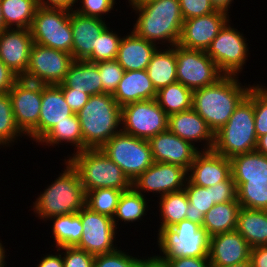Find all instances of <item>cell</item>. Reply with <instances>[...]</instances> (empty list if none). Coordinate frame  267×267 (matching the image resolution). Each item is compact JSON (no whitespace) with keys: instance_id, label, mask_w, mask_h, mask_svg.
Here are the masks:
<instances>
[{"instance_id":"1","label":"cell","mask_w":267,"mask_h":267,"mask_svg":"<svg viewBox=\"0 0 267 267\" xmlns=\"http://www.w3.org/2000/svg\"><path fill=\"white\" fill-rule=\"evenodd\" d=\"M128 4L137 15L131 30L139 37L158 47L164 45L163 48L178 44L184 22L179 0H149Z\"/></svg>"},{"instance_id":"2","label":"cell","mask_w":267,"mask_h":267,"mask_svg":"<svg viewBox=\"0 0 267 267\" xmlns=\"http://www.w3.org/2000/svg\"><path fill=\"white\" fill-rule=\"evenodd\" d=\"M238 78L224 75L214 84L193 91L192 109L206 121L214 134L227 123L249 93L252 85L242 83Z\"/></svg>"},{"instance_id":"3","label":"cell","mask_w":267,"mask_h":267,"mask_svg":"<svg viewBox=\"0 0 267 267\" xmlns=\"http://www.w3.org/2000/svg\"><path fill=\"white\" fill-rule=\"evenodd\" d=\"M63 161L64 171L61 170L58 177L40 191L29 209L45 223L52 217L78 213L86 206V191L77 170L67 159Z\"/></svg>"},{"instance_id":"4","label":"cell","mask_w":267,"mask_h":267,"mask_svg":"<svg viewBox=\"0 0 267 267\" xmlns=\"http://www.w3.org/2000/svg\"><path fill=\"white\" fill-rule=\"evenodd\" d=\"M77 116L83 136V150L100 149L122 131L121 106L112 94L90 96Z\"/></svg>"},{"instance_id":"5","label":"cell","mask_w":267,"mask_h":267,"mask_svg":"<svg viewBox=\"0 0 267 267\" xmlns=\"http://www.w3.org/2000/svg\"><path fill=\"white\" fill-rule=\"evenodd\" d=\"M256 145L252 84L248 95L236 107L227 123L214 134L212 150L230 159L254 151Z\"/></svg>"},{"instance_id":"6","label":"cell","mask_w":267,"mask_h":267,"mask_svg":"<svg viewBox=\"0 0 267 267\" xmlns=\"http://www.w3.org/2000/svg\"><path fill=\"white\" fill-rule=\"evenodd\" d=\"M67 156L64 160L67 158L77 170L86 192L97 188L127 191L132 187L122 169L100 149H85Z\"/></svg>"},{"instance_id":"7","label":"cell","mask_w":267,"mask_h":267,"mask_svg":"<svg viewBox=\"0 0 267 267\" xmlns=\"http://www.w3.org/2000/svg\"><path fill=\"white\" fill-rule=\"evenodd\" d=\"M158 257H209V236L200 224L182 220L157 234Z\"/></svg>"},{"instance_id":"8","label":"cell","mask_w":267,"mask_h":267,"mask_svg":"<svg viewBox=\"0 0 267 267\" xmlns=\"http://www.w3.org/2000/svg\"><path fill=\"white\" fill-rule=\"evenodd\" d=\"M100 150L122 169L131 183L154 163L149 141L122 131L109 139Z\"/></svg>"},{"instance_id":"9","label":"cell","mask_w":267,"mask_h":267,"mask_svg":"<svg viewBox=\"0 0 267 267\" xmlns=\"http://www.w3.org/2000/svg\"><path fill=\"white\" fill-rule=\"evenodd\" d=\"M229 20L213 39L206 54L217 64L224 75L239 76L250 57L249 41L242 31L232 26ZM242 32V33H241ZM248 39V40H247Z\"/></svg>"},{"instance_id":"10","label":"cell","mask_w":267,"mask_h":267,"mask_svg":"<svg viewBox=\"0 0 267 267\" xmlns=\"http://www.w3.org/2000/svg\"><path fill=\"white\" fill-rule=\"evenodd\" d=\"M30 31L34 43L72 55L70 10L38 7Z\"/></svg>"},{"instance_id":"11","label":"cell","mask_w":267,"mask_h":267,"mask_svg":"<svg viewBox=\"0 0 267 267\" xmlns=\"http://www.w3.org/2000/svg\"><path fill=\"white\" fill-rule=\"evenodd\" d=\"M73 61L70 53L33 43L22 79L41 85H59Z\"/></svg>"},{"instance_id":"12","label":"cell","mask_w":267,"mask_h":267,"mask_svg":"<svg viewBox=\"0 0 267 267\" xmlns=\"http://www.w3.org/2000/svg\"><path fill=\"white\" fill-rule=\"evenodd\" d=\"M122 132L149 140L168 130V115L156 99L132 102L121 107Z\"/></svg>"},{"instance_id":"13","label":"cell","mask_w":267,"mask_h":267,"mask_svg":"<svg viewBox=\"0 0 267 267\" xmlns=\"http://www.w3.org/2000/svg\"><path fill=\"white\" fill-rule=\"evenodd\" d=\"M177 82L192 91L214 84L224 74L206 51L176 45Z\"/></svg>"},{"instance_id":"14","label":"cell","mask_w":267,"mask_h":267,"mask_svg":"<svg viewBox=\"0 0 267 267\" xmlns=\"http://www.w3.org/2000/svg\"><path fill=\"white\" fill-rule=\"evenodd\" d=\"M14 119L17 127L37 144V124L39 122L42 85L20 78L9 92Z\"/></svg>"},{"instance_id":"15","label":"cell","mask_w":267,"mask_h":267,"mask_svg":"<svg viewBox=\"0 0 267 267\" xmlns=\"http://www.w3.org/2000/svg\"><path fill=\"white\" fill-rule=\"evenodd\" d=\"M78 215L83 226L82 236L77 248L83 249L91 255L111 253L118 249V231L113 218L82 208ZM117 241V242H116Z\"/></svg>"},{"instance_id":"16","label":"cell","mask_w":267,"mask_h":267,"mask_svg":"<svg viewBox=\"0 0 267 267\" xmlns=\"http://www.w3.org/2000/svg\"><path fill=\"white\" fill-rule=\"evenodd\" d=\"M187 178V170L179 165L154 162L132 182V187L143 196L152 193L158 198L184 190Z\"/></svg>"},{"instance_id":"17","label":"cell","mask_w":267,"mask_h":267,"mask_svg":"<svg viewBox=\"0 0 267 267\" xmlns=\"http://www.w3.org/2000/svg\"><path fill=\"white\" fill-rule=\"evenodd\" d=\"M229 20L230 15L221 11L184 20L178 45L186 49L206 51Z\"/></svg>"},{"instance_id":"18","label":"cell","mask_w":267,"mask_h":267,"mask_svg":"<svg viewBox=\"0 0 267 267\" xmlns=\"http://www.w3.org/2000/svg\"><path fill=\"white\" fill-rule=\"evenodd\" d=\"M148 141L154 162L179 165L187 171L200 152L192 143L169 130L151 137Z\"/></svg>"},{"instance_id":"19","label":"cell","mask_w":267,"mask_h":267,"mask_svg":"<svg viewBox=\"0 0 267 267\" xmlns=\"http://www.w3.org/2000/svg\"><path fill=\"white\" fill-rule=\"evenodd\" d=\"M33 43L30 29L7 28L0 32V59L20 78L26 73Z\"/></svg>"},{"instance_id":"20","label":"cell","mask_w":267,"mask_h":267,"mask_svg":"<svg viewBox=\"0 0 267 267\" xmlns=\"http://www.w3.org/2000/svg\"><path fill=\"white\" fill-rule=\"evenodd\" d=\"M168 130L192 143L200 151L213 149L214 133L206 121L193 109L168 116ZM196 143H202L199 144L201 148Z\"/></svg>"},{"instance_id":"21","label":"cell","mask_w":267,"mask_h":267,"mask_svg":"<svg viewBox=\"0 0 267 267\" xmlns=\"http://www.w3.org/2000/svg\"><path fill=\"white\" fill-rule=\"evenodd\" d=\"M188 179L195 185L211 187L231 176V162L214 150L200 151L187 171Z\"/></svg>"},{"instance_id":"22","label":"cell","mask_w":267,"mask_h":267,"mask_svg":"<svg viewBox=\"0 0 267 267\" xmlns=\"http://www.w3.org/2000/svg\"><path fill=\"white\" fill-rule=\"evenodd\" d=\"M251 247L237 231L209 237V261L213 265H233L249 260Z\"/></svg>"},{"instance_id":"23","label":"cell","mask_w":267,"mask_h":267,"mask_svg":"<svg viewBox=\"0 0 267 267\" xmlns=\"http://www.w3.org/2000/svg\"><path fill=\"white\" fill-rule=\"evenodd\" d=\"M106 20L88 17L70 10V23L73 35L72 57L86 60L93 52L96 37L110 25Z\"/></svg>"},{"instance_id":"24","label":"cell","mask_w":267,"mask_h":267,"mask_svg":"<svg viewBox=\"0 0 267 267\" xmlns=\"http://www.w3.org/2000/svg\"><path fill=\"white\" fill-rule=\"evenodd\" d=\"M74 113L58 85H42V101L37 124V142L57 123L69 120Z\"/></svg>"},{"instance_id":"25","label":"cell","mask_w":267,"mask_h":267,"mask_svg":"<svg viewBox=\"0 0 267 267\" xmlns=\"http://www.w3.org/2000/svg\"><path fill=\"white\" fill-rule=\"evenodd\" d=\"M158 48L130 30L121 39L116 60L125 71L146 70Z\"/></svg>"},{"instance_id":"26","label":"cell","mask_w":267,"mask_h":267,"mask_svg":"<svg viewBox=\"0 0 267 267\" xmlns=\"http://www.w3.org/2000/svg\"><path fill=\"white\" fill-rule=\"evenodd\" d=\"M157 91L146 70L125 71L113 97L122 107L132 102L155 99Z\"/></svg>"},{"instance_id":"27","label":"cell","mask_w":267,"mask_h":267,"mask_svg":"<svg viewBox=\"0 0 267 267\" xmlns=\"http://www.w3.org/2000/svg\"><path fill=\"white\" fill-rule=\"evenodd\" d=\"M62 84L90 96L104 93L97 63L88 60H74Z\"/></svg>"},{"instance_id":"28","label":"cell","mask_w":267,"mask_h":267,"mask_svg":"<svg viewBox=\"0 0 267 267\" xmlns=\"http://www.w3.org/2000/svg\"><path fill=\"white\" fill-rule=\"evenodd\" d=\"M176 67V45L159 47L146 69L156 91L177 82Z\"/></svg>"},{"instance_id":"29","label":"cell","mask_w":267,"mask_h":267,"mask_svg":"<svg viewBox=\"0 0 267 267\" xmlns=\"http://www.w3.org/2000/svg\"><path fill=\"white\" fill-rule=\"evenodd\" d=\"M236 230L251 248L267 245V210L241 207Z\"/></svg>"},{"instance_id":"30","label":"cell","mask_w":267,"mask_h":267,"mask_svg":"<svg viewBox=\"0 0 267 267\" xmlns=\"http://www.w3.org/2000/svg\"><path fill=\"white\" fill-rule=\"evenodd\" d=\"M241 205L238 200L215 204L204 215L202 228L209 237L236 230Z\"/></svg>"},{"instance_id":"31","label":"cell","mask_w":267,"mask_h":267,"mask_svg":"<svg viewBox=\"0 0 267 267\" xmlns=\"http://www.w3.org/2000/svg\"><path fill=\"white\" fill-rule=\"evenodd\" d=\"M37 143L38 146H53L52 148L70 144V146L74 147L72 154L83 151V136L77 114L74 113L72 116H69V120L57 123Z\"/></svg>"},{"instance_id":"32","label":"cell","mask_w":267,"mask_h":267,"mask_svg":"<svg viewBox=\"0 0 267 267\" xmlns=\"http://www.w3.org/2000/svg\"><path fill=\"white\" fill-rule=\"evenodd\" d=\"M234 181H267V156L256 150L230 158Z\"/></svg>"},{"instance_id":"33","label":"cell","mask_w":267,"mask_h":267,"mask_svg":"<svg viewBox=\"0 0 267 267\" xmlns=\"http://www.w3.org/2000/svg\"><path fill=\"white\" fill-rule=\"evenodd\" d=\"M150 199V200H149ZM151 198L143 196L141 193L137 192L133 187L127 191H123L118 205L113 217L114 225L119 229V225L129 224L139 222V220L146 218L147 212L149 211L148 203L151 201ZM148 201V202H147ZM120 221V223H119Z\"/></svg>"},{"instance_id":"34","label":"cell","mask_w":267,"mask_h":267,"mask_svg":"<svg viewBox=\"0 0 267 267\" xmlns=\"http://www.w3.org/2000/svg\"><path fill=\"white\" fill-rule=\"evenodd\" d=\"M52 221V247H76L81 239L83 226L78 213L49 218Z\"/></svg>"},{"instance_id":"35","label":"cell","mask_w":267,"mask_h":267,"mask_svg":"<svg viewBox=\"0 0 267 267\" xmlns=\"http://www.w3.org/2000/svg\"><path fill=\"white\" fill-rule=\"evenodd\" d=\"M156 201L159 209V232L162 228L173 227L177 223L186 219V210L189 205L187 194L184 190L178 192H171L160 196Z\"/></svg>"},{"instance_id":"36","label":"cell","mask_w":267,"mask_h":267,"mask_svg":"<svg viewBox=\"0 0 267 267\" xmlns=\"http://www.w3.org/2000/svg\"><path fill=\"white\" fill-rule=\"evenodd\" d=\"M5 29H30L36 10L37 0H0Z\"/></svg>"},{"instance_id":"37","label":"cell","mask_w":267,"mask_h":267,"mask_svg":"<svg viewBox=\"0 0 267 267\" xmlns=\"http://www.w3.org/2000/svg\"><path fill=\"white\" fill-rule=\"evenodd\" d=\"M155 99L160 108L170 116L192 109L193 91L175 82L159 89Z\"/></svg>"},{"instance_id":"38","label":"cell","mask_w":267,"mask_h":267,"mask_svg":"<svg viewBox=\"0 0 267 267\" xmlns=\"http://www.w3.org/2000/svg\"><path fill=\"white\" fill-rule=\"evenodd\" d=\"M184 191L189 200V205L186 210V220L202 226L204 215L215 205L212 200L211 187L206 188L195 185L187 178Z\"/></svg>"},{"instance_id":"39","label":"cell","mask_w":267,"mask_h":267,"mask_svg":"<svg viewBox=\"0 0 267 267\" xmlns=\"http://www.w3.org/2000/svg\"><path fill=\"white\" fill-rule=\"evenodd\" d=\"M24 136L16 125L9 93H0V149L13 146Z\"/></svg>"},{"instance_id":"40","label":"cell","mask_w":267,"mask_h":267,"mask_svg":"<svg viewBox=\"0 0 267 267\" xmlns=\"http://www.w3.org/2000/svg\"><path fill=\"white\" fill-rule=\"evenodd\" d=\"M234 183L241 207L267 210V181H234Z\"/></svg>"},{"instance_id":"41","label":"cell","mask_w":267,"mask_h":267,"mask_svg":"<svg viewBox=\"0 0 267 267\" xmlns=\"http://www.w3.org/2000/svg\"><path fill=\"white\" fill-rule=\"evenodd\" d=\"M123 191L111 188H97L86 192V207L91 211L114 217Z\"/></svg>"},{"instance_id":"42","label":"cell","mask_w":267,"mask_h":267,"mask_svg":"<svg viewBox=\"0 0 267 267\" xmlns=\"http://www.w3.org/2000/svg\"><path fill=\"white\" fill-rule=\"evenodd\" d=\"M116 33L110 26H107L100 34L96 37V43L92 54L86 59L91 62H100L107 60H115L119 49V44L122 39V35Z\"/></svg>"},{"instance_id":"43","label":"cell","mask_w":267,"mask_h":267,"mask_svg":"<svg viewBox=\"0 0 267 267\" xmlns=\"http://www.w3.org/2000/svg\"><path fill=\"white\" fill-rule=\"evenodd\" d=\"M260 83V84H259ZM253 84V105L257 138L267 134V87L259 81Z\"/></svg>"},{"instance_id":"44","label":"cell","mask_w":267,"mask_h":267,"mask_svg":"<svg viewBox=\"0 0 267 267\" xmlns=\"http://www.w3.org/2000/svg\"><path fill=\"white\" fill-rule=\"evenodd\" d=\"M96 63L100 73L104 93L113 95L124 75L125 70L116 59Z\"/></svg>"},{"instance_id":"45","label":"cell","mask_w":267,"mask_h":267,"mask_svg":"<svg viewBox=\"0 0 267 267\" xmlns=\"http://www.w3.org/2000/svg\"><path fill=\"white\" fill-rule=\"evenodd\" d=\"M140 258L119 247L111 253L96 255L93 267H137Z\"/></svg>"},{"instance_id":"46","label":"cell","mask_w":267,"mask_h":267,"mask_svg":"<svg viewBox=\"0 0 267 267\" xmlns=\"http://www.w3.org/2000/svg\"><path fill=\"white\" fill-rule=\"evenodd\" d=\"M117 0H77L74 11L78 14L105 19L104 17L112 13L115 8ZM79 5V7H78Z\"/></svg>"},{"instance_id":"47","label":"cell","mask_w":267,"mask_h":267,"mask_svg":"<svg viewBox=\"0 0 267 267\" xmlns=\"http://www.w3.org/2000/svg\"><path fill=\"white\" fill-rule=\"evenodd\" d=\"M64 267H93L95 256L77 247H62Z\"/></svg>"},{"instance_id":"48","label":"cell","mask_w":267,"mask_h":267,"mask_svg":"<svg viewBox=\"0 0 267 267\" xmlns=\"http://www.w3.org/2000/svg\"><path fill=\"white\" fill-rule=\"evenodd\" d=\"M184 20L215 12L210 0H179Z\"/></svg>"},{"instance_id":"49","label":"cell","mask_w":267,"mask_h":267,"mask_svg":"<svg viewBox=\"0 0 267 267\" xmlns=\"http://www.w3.org/2000/svg\"><path fill=\"white\" fill-rule=\"evenodd\" d=\"M211 195L215 204L235 201L237 199V187L232 176L226 181L211 186Z\"/></svg>"},{"instance_id":"50","label":"cell","mask_w":267,"mask_h":267,"mask_svg":"<svg viewBox=\"0 0 267 267\" xmlns=\"http://www.w3.org/2000/svg\"><path fill=\"white\" fill-rule=\"evenodd\" d=\"M64 95L65 101L70 106L73 113H78L88 102L90 95L84 92L75 91L72 88L64 86L62 83L58 85Z\"/></svg>"},{"instance_id":"51","label":"cell","mask_w":267,"mask_h":267,"mask_svg":"<svg viewBox=\"0 0 267 267\" xmlns=\"http://www.w3.org/2000/svg\"><path fill=\"white\" fill-rule=\"evenodd\" d=\"M168 267H210L209 257L163 258Z\"/></svg>"},{"instance_id":"52","label":"cell","mask_w":267,"mask_h":267,"mask_svg":"<svg viewBox=\"0 0 267 267\" xmlns=\"http://www.w3.org/2000/svg\"><path fill=\"white\" fill-rule=\"evenodd\" d=\"M20 77L0 59V93H9Z\"/></svg>"},{"instance_id":"53","label":"cell","mask_w":267,"mask_h":267,"mask_svg":"<svg viewBox=\"0 0 267 267\" xmlns=\"http://www.w3.org/2000/svg\"><path fill=\"white\" fill-rule=\"evenodd\" d=\"M54 253L43 254L44 257L41 260H37L36 267H64L62 259V247L54 249ZM39 261V262H38Z\"/></svg>"},{"instance_id":"54","label":"cell","mask_w":267,"mask_h":267,"mask_svg":"<svg viewBox=\"0 0 267 267\" xmlns=\"http://www.w3.org/2000/svg\"><path fill=\"white\" fill-rule=\"evenodd\" d=\"M252 267H267V245L250 249Z\"/></svg>"},{"instance_id":"55","label":"cell","mask_w":267,"mask_h":267,"mask_svg":"<svg viewBox=\"0 0 267 267\" xmlns=\"http://www.w3.org/2000/svg\"><path fill=\"white\" fill-rule=\"evenodd\" d=\"M77 0H37L38 7L72 10Z\"/></svg>"},{"instance_id":"56","label":"cell","mask_w":267,"mask_h":267,"mask_svg":"<svg viewBox=\"0 0 267 267\" xmlns=\"http://www.w3.org/2000/svg\"><path fill=\"white\" fill-rule=\"evenodd\" d=\"M137 267H168L166 261L162 257H158L156 254H150L146 257L142 255Z\"/></svg>"},{"instance_id":"57","label":"cell","mask_w":267,"mask_h":267,"mask_svg":"<svg viewBox=\"0 0 267 267\" xmlns=\"http://www.w3.org/2000/svg\"><path fill=\"white\" fill-rule=\"evenodd\" d=\"M213 7L215 8L216 11H221V12H224L228 15H232V14H229L231 12V7L233 6L232 3L234 2V0H210Z\"/></svg>"},{"instance_id":"58","label":"cell","mask_w":267,"mask_h":267,"mask_svg":"<svg viewBox=\"0 0 267 267\" xmlns=\"http://www.w3.org/2000/svg\"><path fill=\"white\" fill-rule=\"evenodd\" d=\"M255 150L267 156V134H264L257 138V145Z\"/></svg>"},{"instance_id":"59","label":"cell","mask_w":267,"mask_h":267,"mask_svg":"<svg viewBox=\"0 0 267 267\" xmlns=\"http://www.w3.org/2000/svg\"><path fill=\"white\" fill-rule=\"evenodd\" d=\"M6 250H8V249L5 248V245H3V243L0 239V267H6L7 266L8 262H6L7 259H5V258H7L8 256L6 254L7 253Z\"/></svg>"},{"instance_id":"60","label":"cell","mask_w":267,"mask_h":267,"mask_svg":"<svg viewBox=\"0 0 267 267\" xmlns=\"http://www.w3.org/2000/svg\"><path fill=\"white\" fill-rule=\"evenodd\" d=\"M210 267H252V263L249 259V260L244 261L242 263L233 264V265H213V264H210Z\"/></svg>"},{"instance_id":"61","label":"cell","mask_w":267,"mask_h":267,"mask_svg":"<svg viewBox=\"0 0 267 267\" xmlns=\"http://www.w3.org/2000/svg\"><path fill=\"white\" fill-rule=\"evenodd\" d=\"M5 29V23H4V18L1 10V4H0V32Z\"/></svg>"},{"instance_id":"62","label":"cell","mask_w":267,"mask_h":267,"mask_svg":"<svg viewBox=\"0 0 267 267\" xmlns=\"http://www.w3.org/2000/svg\"><path fill=\"white\" fill-rule=\"evenodd\" d=\"M128 3H142V2H146V1H149V0H127Z\"/></svg>"}]
</instances>
